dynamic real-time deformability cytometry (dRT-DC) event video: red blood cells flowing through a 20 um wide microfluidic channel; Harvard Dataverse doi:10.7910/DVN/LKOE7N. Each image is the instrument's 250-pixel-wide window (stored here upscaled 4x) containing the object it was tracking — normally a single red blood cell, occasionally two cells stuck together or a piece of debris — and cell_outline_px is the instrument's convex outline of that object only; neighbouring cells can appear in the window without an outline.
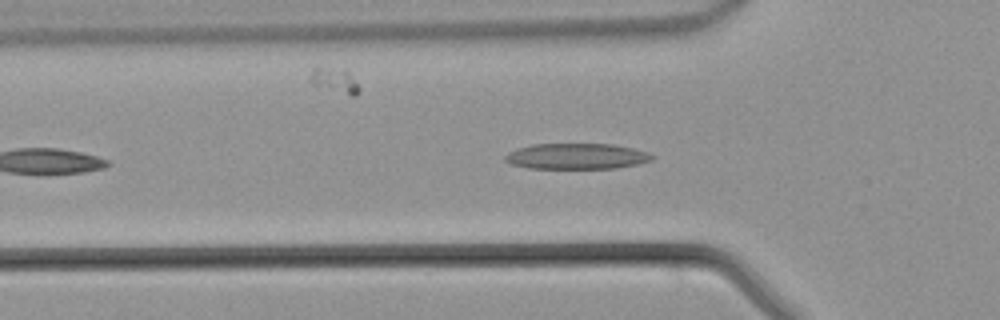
{"species": "common noctule bat (a hibernating species)", "species_latin": "Nyctalus noctula", "temperature_condition": "warm", "stored_images_in_passage": 30, "camera_frame_rate_fps": 3000, "um_per_image_px": 0.085, "animal": {"sex": "male", "body_mass_g": 21.5, "forearm_length_mm": 52.0}, "frame": {"image": 1, "passage_image": 8, "time_ms": 2.333, "image_size_px": [1000, 320], "cell_outline_px": [[656, 156], [652, 160], [640, 164], [616, 168], [528, 168], [508, 164], [504, 160], [504, 156], [508, 152], [532, 144], [612, 144], [632, 148], [648, 152]], "centroid_in_image_um": [49.02, 13.29], "position_along_channel_um": 76.8, "area_um2": 22.2}}
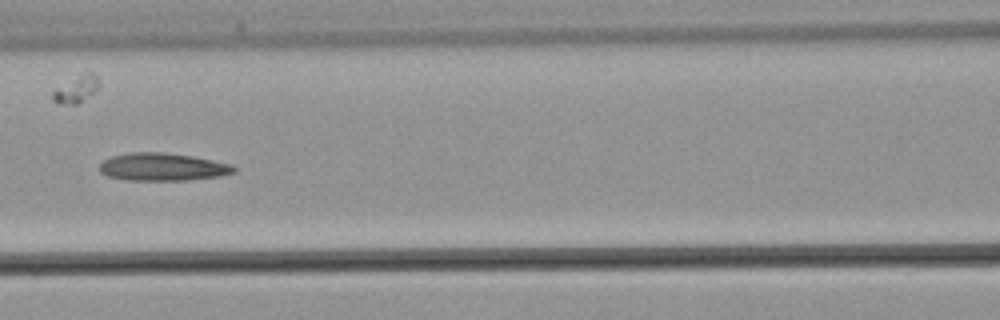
{"frame": {"image": 2, "passage_image": 13, "time_ms": 4.0, "image_size_px": [1000, 320], "cell_outline_px": [[236, 172], [220, 176], [188, 180], [128, 180], [108, 176], [100, 172], [100, 164], [104, 160], [112, 156], [132, 152], [164, 152], [192, 156], [232, 164], [236, 168]], "centroid_in_image_um": [13.84, 14.19], "position_along_channel_um": 152.8, "area_um2": 21.68}}
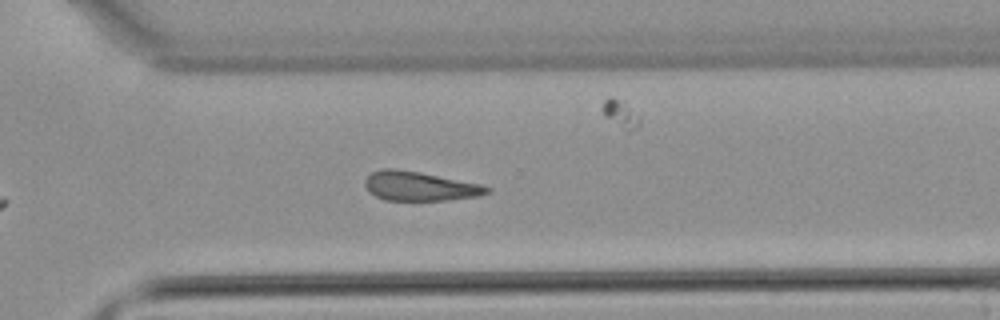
{"frame": {"image": 3, "passage_image": 25, "time_ms": 8.0, "image_size_px": [1000, 320], "cell_outline_px": [[492, 192], [480, 196], [444, 200], [384, 200], [368, 192], [364, 184], [364, 180], [372, 172], [380, 168], [396, 168], [420, 172], [480, 184], [492, 188]], "centroid_in_image_um": [35.66, 15.82], "position_along_channel_um": 334.9, "area_um2": 20.92}}